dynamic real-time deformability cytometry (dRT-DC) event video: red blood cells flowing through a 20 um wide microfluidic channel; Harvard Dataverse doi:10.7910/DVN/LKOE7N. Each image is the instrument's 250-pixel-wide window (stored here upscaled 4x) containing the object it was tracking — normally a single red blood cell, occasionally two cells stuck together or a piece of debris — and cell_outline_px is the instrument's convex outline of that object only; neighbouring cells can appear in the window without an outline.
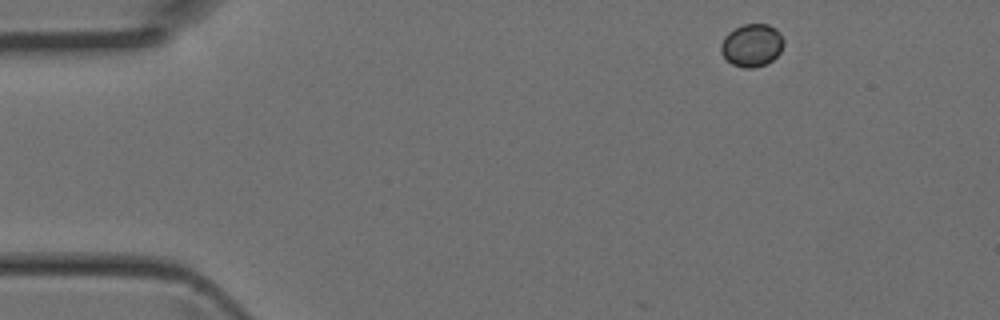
{"species": "Egyptian fruit bat (a non-hibernating species)", "species_latin": "Rousettus aegyptiacus", "temperature_condition": "room temperature", "stored_images_in_passage": 4, "camera_frame_rate_fps": 3000, "um_per_image_px": 0.085, "animal": {"sex": "female"}, "frame": {"image": 1, "passage_image": 1, "time_ms": 0.0, "image_size_px": [1000, 320], "cell_outline_px": [[784, 44], [780, 52], [772, 60], [764, 64], [752, 68], [744, 68], [732, 64], [720, 52], [720, 44], [724, 36], [728, 32], [744, 24], [768, 24], [776, 28], [780, 32], [784, 40]], "centroid_in_image_um": [63.91, 3.83], "position_along_channel_um": 21.1, "area_um2": 15.66}}
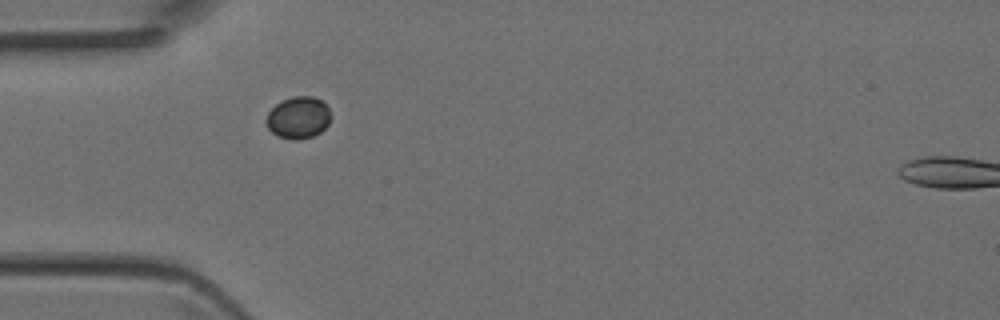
{"frame": {"image": 2, "passage_image": 3, "time_ms": 0.667, "image_size_px": [1000, 320], "cell_outline_px": [[332, 116], [328, 124], [320, 132], [312, 136], [296, 140], [292, 140], [276, 136], [268, 128], [264, 120], [268, 112], [276, 104], [292, 96], [312, 96], [320, 100], [328, 108]], "centroid_in_image_um": [25.33, 10.0], "position_along_channel_um": 59.7, "area_um2": 15.84}}
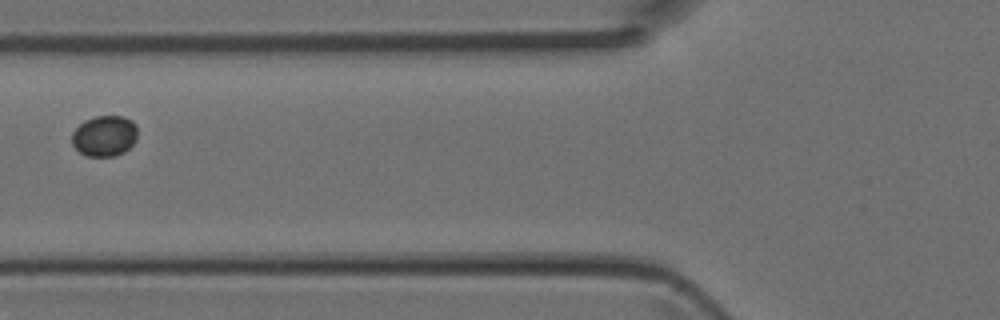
{"frame": {"image": 3, "passage_image": 4, "time_ms": 1.0, "image_size_px": [1000, 320], "cell_outline_px": [[136, 140], [124, 152], [116, 156], [88, 156], [80, 152], [72, 144], [72, 132], [84, 120], [96, 116], [124, 116], [132, 120], [136, 124]], "centroid_in_image_um": [8.89, 11.54], "position_along_channel_um": 116.9, "area_um2": 15.61}}